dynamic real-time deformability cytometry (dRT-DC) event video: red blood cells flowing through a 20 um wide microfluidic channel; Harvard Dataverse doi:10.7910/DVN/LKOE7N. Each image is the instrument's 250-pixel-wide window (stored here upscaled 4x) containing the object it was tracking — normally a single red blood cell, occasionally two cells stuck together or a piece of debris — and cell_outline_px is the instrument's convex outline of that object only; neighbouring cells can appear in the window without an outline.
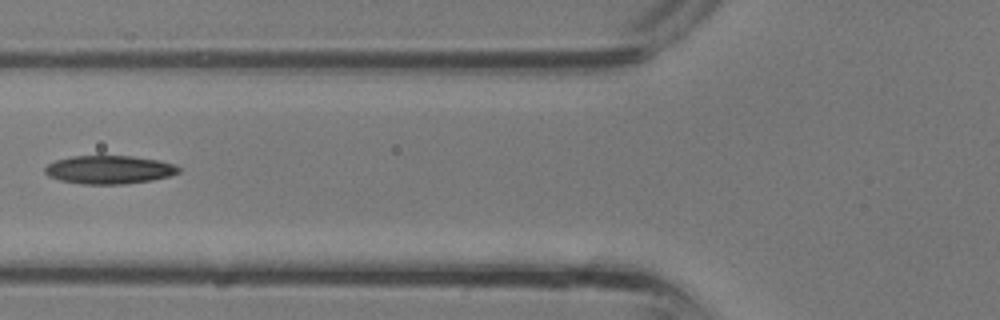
{"species": "common noctule bat (a hibernating species)", "species_latin": "Nyctalus noctula", "temperature_condition": "room temperature", "stored_images_in_passage": 31, "camera_frame_rate_fps": 3000, "um_per_image_px": 0.085, "animal": {"sex": "male", "body_mass_g": 13.3}, "frame": {"image": 1, "passage_image": 9, "time_ms": 2.667, "image_size_px": [1000, 320], "cell_outline_px": [[180, 172], [168, 176], [152, 180], [124, 184], [84, 184], [60, 180], [48, 176], [44, 172], [44, 168], [48, 164], [56, 160], [72, 156], [132, 156], [160, 160], [172, 164], [180, 168]], "centroid_in_image_um": [9.27, 14.42], "position_along_channel_um": 116.5, "area_um2": 22.02}}
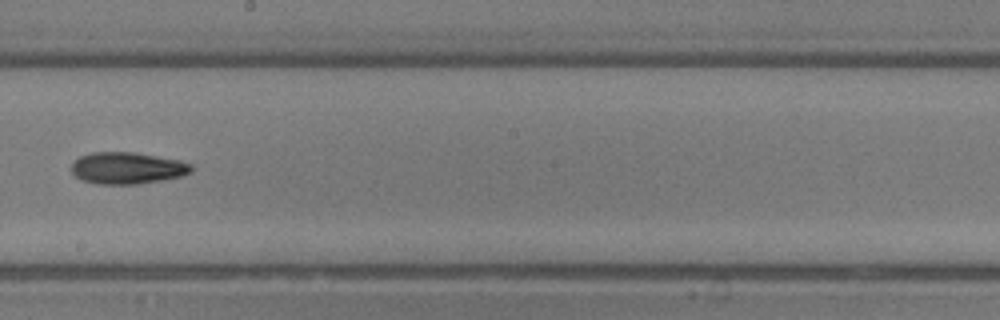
{"frame": {"image": 2, "passage_image": 15, "time_ms": 4.667, "image_size_px": [1000, 320], "cell_outline_px": [[192, 172], [180, 176], [160, 180], [136, 184], [96, 184], [80, 180], [72, 172], [72, 160], [80, 156], [92, 152], [132, 152], [180, 160], [192, 164]], "centroid_in_image_um": [10.78, 14.28], "position_along_channel_um": 237.4, "area_um2": 22.2}}
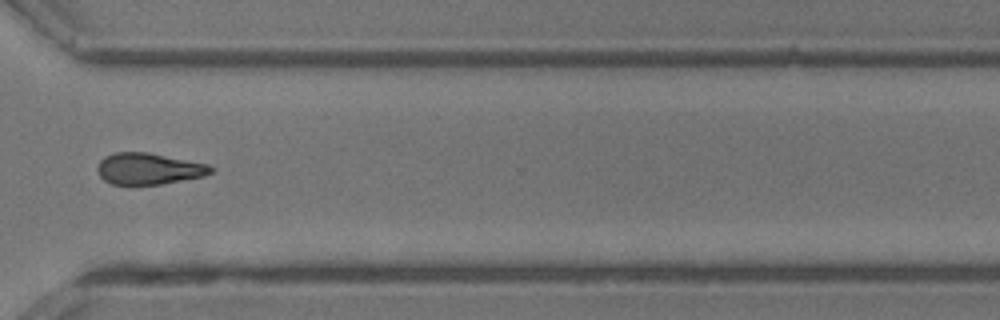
{"frame": {"image": 3, "passage_image": 21, "time_ms": 6.667, "image_size_px": [1000, 320], "cell_outline_px": [[216, 168], [212, 172], [204, 176], [160, 184], [112, 184], [104, 180], [100, 176], [96, 168], [100, 160], [104, 156], [116, 152], [148, 152], [208, 164]], "centroid_in_image_um": [12.64, 14.33], "position_along_channel_um": 358.0, "area_um2": 20.75}}